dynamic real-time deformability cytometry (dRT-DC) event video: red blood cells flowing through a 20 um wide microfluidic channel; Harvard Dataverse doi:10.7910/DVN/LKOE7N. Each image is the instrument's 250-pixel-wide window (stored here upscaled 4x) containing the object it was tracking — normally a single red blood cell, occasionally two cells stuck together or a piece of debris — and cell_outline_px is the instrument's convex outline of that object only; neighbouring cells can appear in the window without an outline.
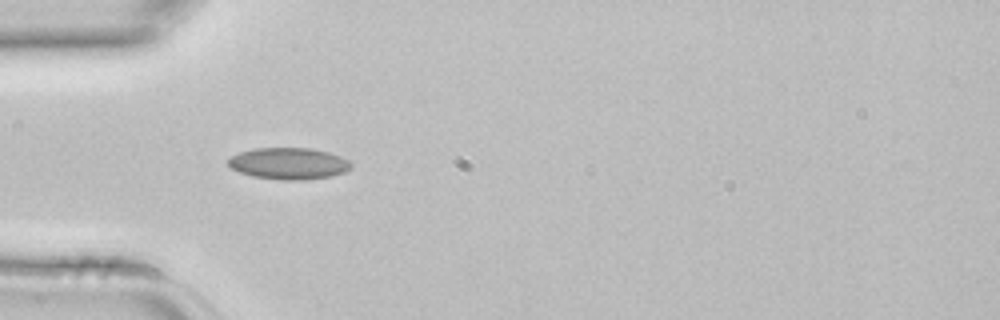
{"species": "common noctule bat (a hibernating species)", "species_latin": "Nyctalus noctula", "temperature_condition": "room temperature", "stored_images_in_passage": 2, "camera_frame_rate_fps": 3000, "um_per_image_px": 0.085, "animal": {"sex": "female", "body_mass_g": 22.7, "forearm_length_mm": 54.2}, "frame": {"image": 1, "passage_image": 1, "time_ms": 0.0, "image_size_px": [1000, 320], "cell_outline_px": [[352, 168], [344, 172], [332, 176], [304, 180], [280, 180], [252, 176], [240, 172], [232, 168], [228, 164], [228, 160], [232, 156], [240, 152], [252, 148], [312, 148], [328, 152], [340, 156], [348, 160], [352, 164]], "centroid_in_image_um": [24.56, 13.9], "position_along_channel_um": 60.4, "area_um2": 22.72}}